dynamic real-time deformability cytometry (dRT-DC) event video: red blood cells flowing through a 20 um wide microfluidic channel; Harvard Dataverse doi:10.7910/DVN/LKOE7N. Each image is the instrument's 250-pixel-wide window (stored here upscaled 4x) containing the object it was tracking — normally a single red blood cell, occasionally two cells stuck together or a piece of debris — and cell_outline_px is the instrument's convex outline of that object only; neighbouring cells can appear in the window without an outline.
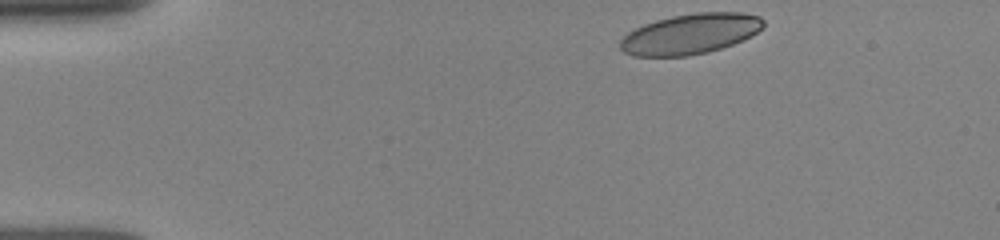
{"species": "human", "species_latin": "Homo sapiens", "temperature_condition": "room temperature", "stored_images_in_passage": 45, "camera_frame_rate_fps": 3000, "um_per_image_px": 0.085, "donor": {"sex": "female"}, "frame": {"image": 1, "passage_image": 1, "time_ms": 0.0, "image_size_px": [1000, 240], "cell_outline_px": [[764, 28], [752, 36], [732, 44], [708, 52], [688, 56], [632, 56], [624, 52], [620, 48], [620, 40], [628, 32], [644, 24], [656, 20], [672, 16], [696, 12], [744, 12], [760, 16], [764, 20]], "centroid_in_image_um": [58.7, 2.87], "position_along_channel_um": 26.3, "area_um2": 33.87}}
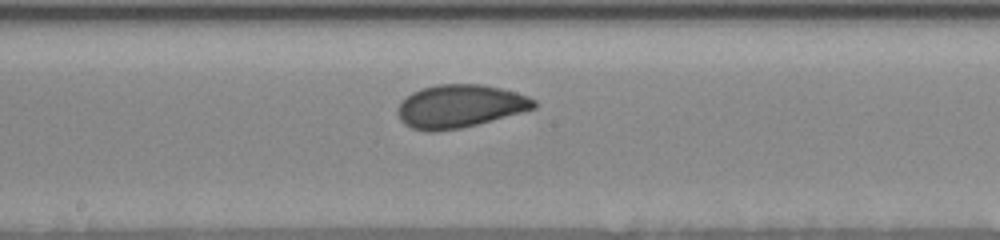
{"frame": {"image": 2, "passage_image": 21, "time_ms": 6.667, "image_size_px": [1000, 240], "cell_outline_px": [[536, 108], [524, 112], [460, 128], [436, 132], [428, 132], [412, 128], [404, 124], [400, 120], [396, 112], [396, 108], [400, 100], [412, 92], [436, 84], [484, 84], [516, 92], [528, 96], [536, 100]], "centroid_in_image_um": [39.06, 9.03], "position_along_channel_um": 209.1, "area_um2": 34.51}}
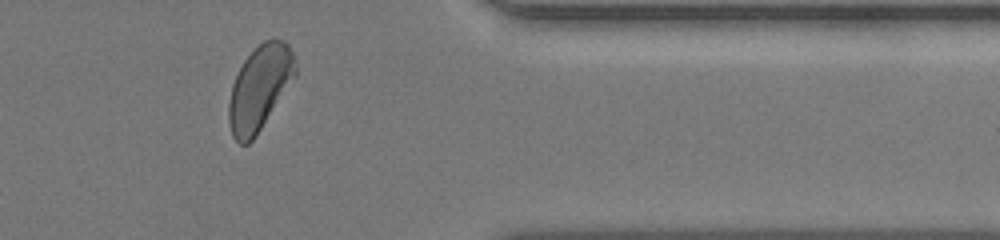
{"frame": {"image": 3, "passage_image": 36, "time_ms": 11.667, "image_size_px": [1000, 240], "cell_outline_px": [[296, 76], [256, 136], [248, 144], [240, 144], [232, 136], [228, 120], [228, 104], [232, 84], [244, 60], [264, 40], [272, 36], [288, 44], [296, 60]], "centroid_in_image_um": [22.08, 7.47], "position_along_channel_um": 389.3, "area_um2": 32.83}, "authors_computed_cell_mechanics": {"area_um2": 34.0442, "velocity_mm_per_s": 3.871, "shape_relaxation_time_tau1_ms": 4.7766, "shape_relaxation_time_tau2_ms": 1.2802, "deformation_change_tau1": 0.1126, "deformation_change_tau2": 0.0608}}